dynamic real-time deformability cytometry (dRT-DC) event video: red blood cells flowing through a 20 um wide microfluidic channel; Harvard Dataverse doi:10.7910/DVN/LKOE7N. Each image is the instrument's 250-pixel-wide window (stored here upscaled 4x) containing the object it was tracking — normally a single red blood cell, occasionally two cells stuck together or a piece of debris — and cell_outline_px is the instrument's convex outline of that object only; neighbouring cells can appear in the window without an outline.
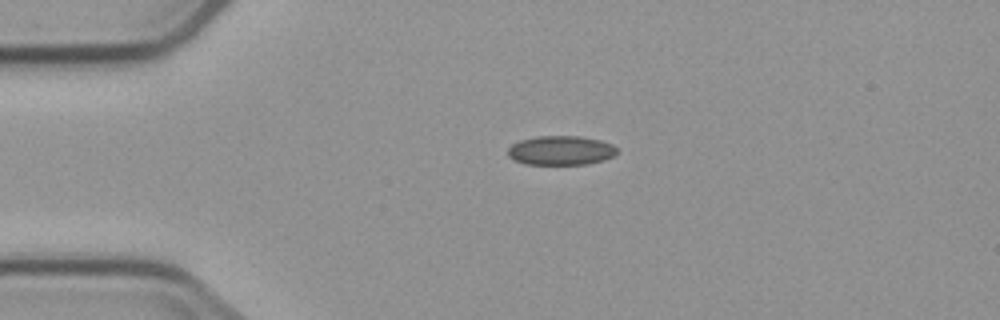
{"species": "common noctule bat (a hibernating species)", "species_latin": "Nyctalus noctula", "temperature_condition": "cold", "stored_images_in_passage": 3, "camera_frame_rate_fps": 3000, "um_per_image_px": 0.085, "animal": {"sex": "male", "body_mass_g": 23.1, "forearm_length_mm": 52.7}, "frame": {"image": 1, "passage_image": 1, "time_ms": 0.0, "image_size_px": [1000, 320], "cell_outline_px": [[616, 152], [612, 156], [604, 160], [588, 164], [524, 164], [508, 156], [508, 148], [512, 144], [520, 140], [536, 136], [580, 136], [600, 140], [612, 144], [616, 148]], "centroid_in_image_um": [47.66, 12.78], "position_along_channel_um": 37.3, "area_um2": 18.55}}
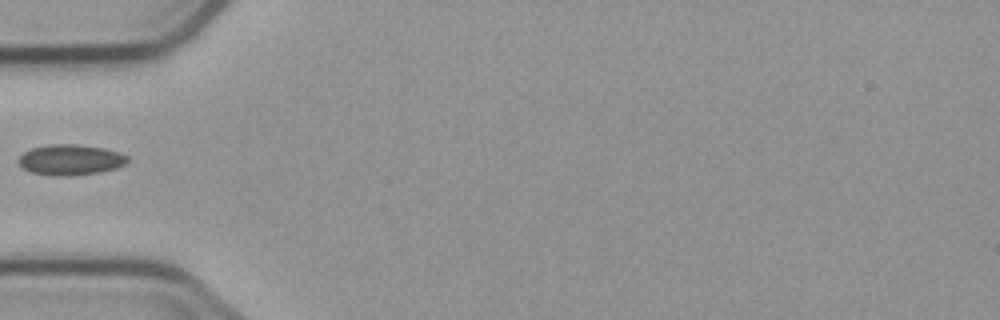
{"frame": {"image": 2, "passage_image": 2, "time_ms": 2.0, "image_size_px": [1000, 320], "cell_outline_px": [[128, 160], [124, 164], [116, 168], [100, 172], [68, 176], [52, 176], [32, 172], [24, 168], [20, 164], [20, 156], [24, 152], [32, 148], [48, 144], [76, 144], [104, 148], [128, 156]], "centroid_in_image_um": [5.99, 13.58], "position_along_channel_um": 79.0, "area_um2": 19.25}}
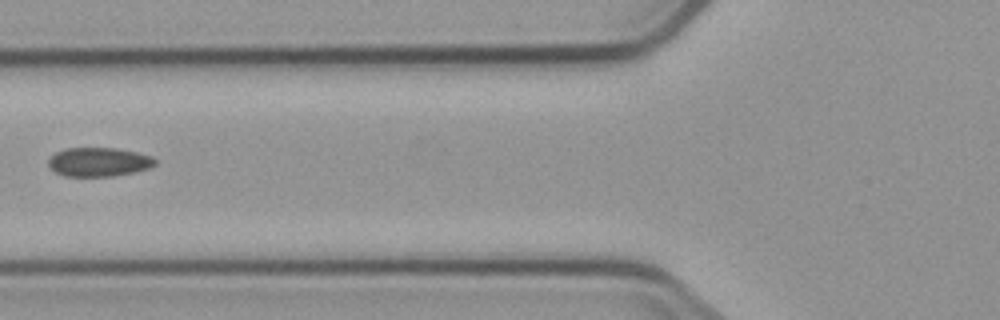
{"frame": {"image": 3, "passage_image": 3, "time_ms": 3.0, "image_size_px": [1000, 320], "cell_outline_px": [[156, 164], [148, 168], [132, 172], [112, 176], [64, 176], [56, 172], [48, 164], [48, 160], [56, 152], [64, 148], [116, 148], [136, 152], [152, 156], [156, 160]], "centroid_in_image_um": [8.39, 13.76], "position_along_channel_um": 117.4, "area_um2": 17.86}}